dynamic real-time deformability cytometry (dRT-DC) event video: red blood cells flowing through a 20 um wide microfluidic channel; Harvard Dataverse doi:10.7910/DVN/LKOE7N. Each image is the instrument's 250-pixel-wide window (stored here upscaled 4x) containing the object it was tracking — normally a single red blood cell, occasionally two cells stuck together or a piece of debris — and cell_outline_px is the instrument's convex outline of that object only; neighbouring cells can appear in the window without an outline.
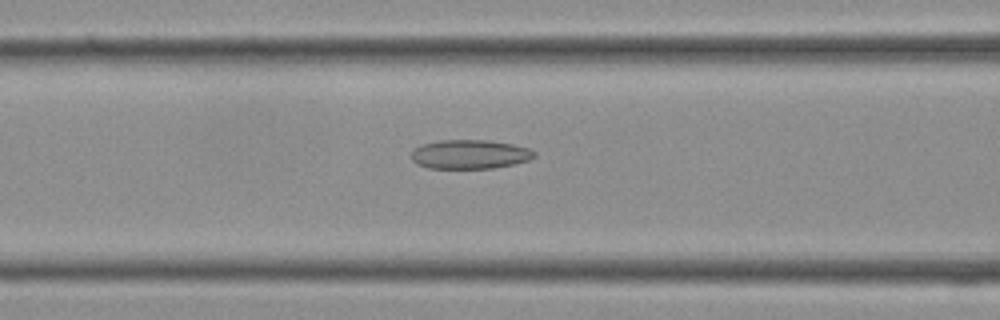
{"species": "Egyptian fruit bat (a non-hibernating species)", "species_latin": "Rousettus aegyptiacus", "temperature_condition": "cold", "stored_images_in_passage": 29, "camera_frame_rate_fps": 3000, "um_per_image_px": 0.085, "frame": {"image": 1, "passage_image": 13, "time_ms": 4.0, "image_size_px": [1000, 320], "cell_outline_px": [[536, 156], [528, 160], [516, 164], [492, 168], [428, 168], [416, 164], [412, 160], [412, 152], [420, 144], [440, 140], [488, 140], [512, 144], [528, 148], [536, 152]], "centroid_in_image_um": [39.94, 13.11], "position_along_channel_um": 126.7, "area_um2": 20.92}}
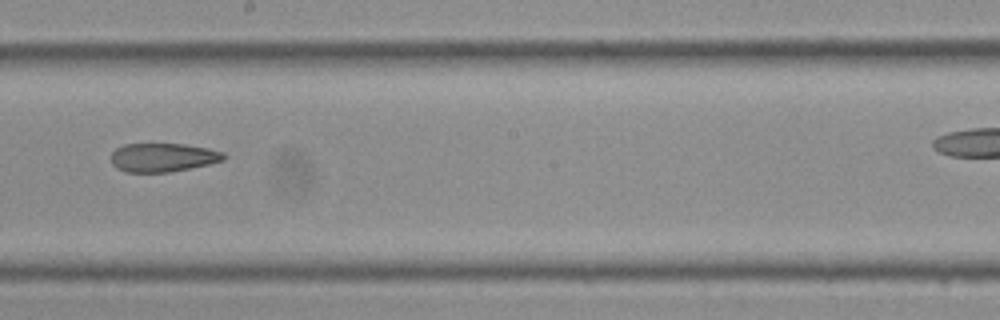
{"frame": {"image": 2, "passage_image": 19, "time_ms": 6.0, "image_size_px": [1000, 320], "cell_outline_px": [[228, 156], [224, 160], [208, 164], [168, 172], [124, 172], [116, 168], [112, 164], [112, 152], [116, 148], [124, 144], [184, 144], [208, 148], [224, 152]], "centroid_in_image_um": [13.85, 13.38], "position_along_channel_um": 234.3, "area_um2": 18.84}}
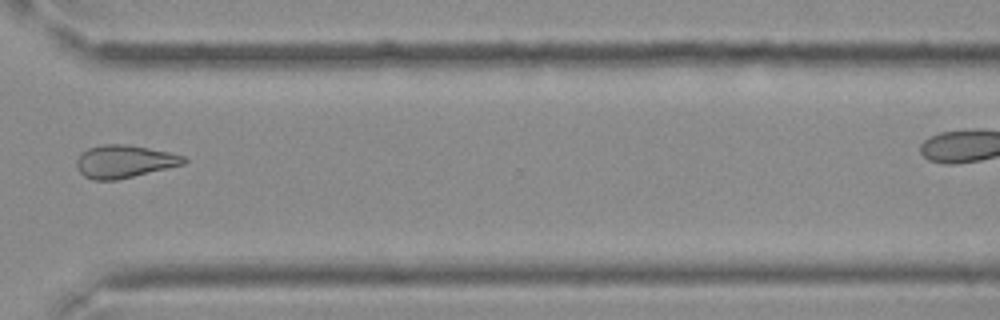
{"frame": {"image": 3, "passage_image": 26, "time_ms": 8.333, "image_size_px": [1000, 320], "cell_outline_px": [[188, 160], [184, 164], [116, 180], [92, 180], [84, 176], [76, 168], [76, 160], [80, 152], [88, 148], [104, 144], [128, 144], [168, 152], [184, 156]], "centroid_in_image_um": [10.52, 13.72], "position_along_channel_um": 360.1, "area_um2": 20.46}}